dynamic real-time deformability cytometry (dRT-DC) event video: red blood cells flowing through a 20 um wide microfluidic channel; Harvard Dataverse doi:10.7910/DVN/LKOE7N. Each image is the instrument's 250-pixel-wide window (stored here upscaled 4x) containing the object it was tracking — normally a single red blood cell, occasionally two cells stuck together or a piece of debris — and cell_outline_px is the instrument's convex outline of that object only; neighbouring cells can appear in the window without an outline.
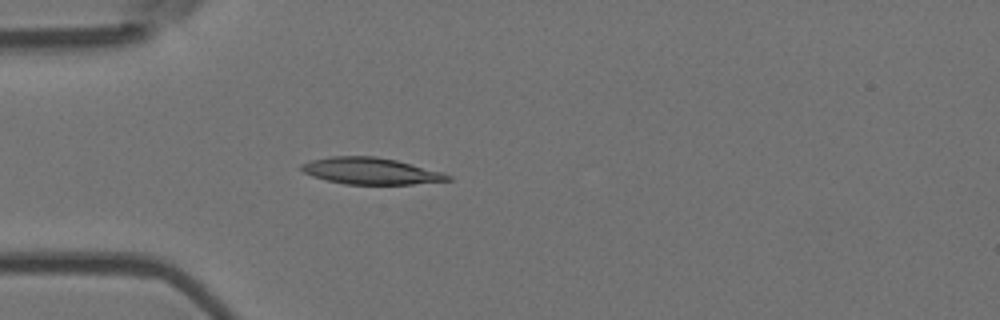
{"species": "Egyptian fruit bat (a non-hibernating species)", "species_latin": "Rousettus aegyptiacus", "temperature_condition": "room temperature", "stored_images_in_passage": 4, "camera_frame_rate_fps": 3000, "um_per_image_px": 0.085, "animal": {"sex": "female"}, "frame": {"image": 1, "passage_image": 4, "time_ms": 1.0, "image_size_px": [1000, 320], "cell_outline_px": [[452, 180], [412, 184], [344, 184], [312, 176], [304, 172], [300, 168], [300, 164], [312, 160], [332, 156], [372, 156], [396, 160], [440, 172], [452, 176]], "centroid_in_image_um": [31.48, 14.54], "position_along_channel_um": 53.5, "area_um2": 22.37}}